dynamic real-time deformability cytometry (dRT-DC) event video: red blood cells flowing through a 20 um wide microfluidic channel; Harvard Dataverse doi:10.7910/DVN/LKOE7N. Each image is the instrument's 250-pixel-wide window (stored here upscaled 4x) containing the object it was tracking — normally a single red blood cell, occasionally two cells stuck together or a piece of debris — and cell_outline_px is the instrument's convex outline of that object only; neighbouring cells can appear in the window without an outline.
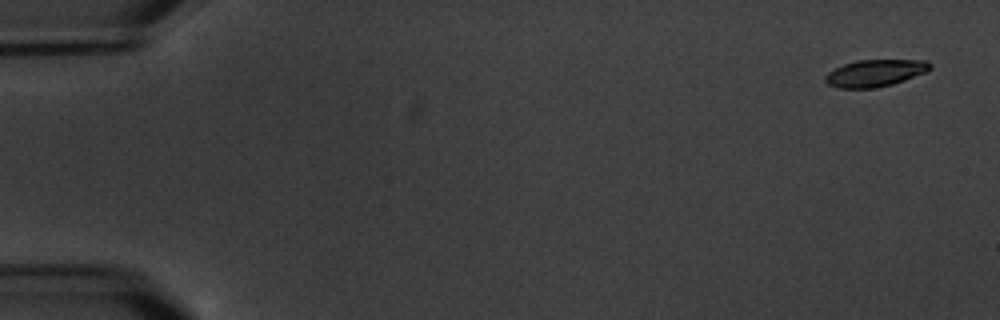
{"species": "common noctule bat (a hibernating species)", "species_latin": "Nyctalus noctula", "temperature_condition": "warm", "stored_images_in_passage": 18, "camera_frame_rate_fps": 3000, "um_per_image_px": 0.085, "animal": {"sex": "male", "body_mass_g": 20.1, "forearm_length_mm": 53.5}, "frame": {"image": 1, "passage_image": 1, "time_ms": 0.0, "image_size_px": [1000, 320], "cell_outline_px": [[932, 68], [928, 72], [892, 84], [872, 88], [840, 88], [828, 84], [824, 80], [824, 76], [828, 72], [844, 64], [856, 60], [928, 60], [932, 64]], "centroid_in_image_um": [74.42, 6.2], "position_along_channel_um": 10.6, "area_um2": 16.53}}
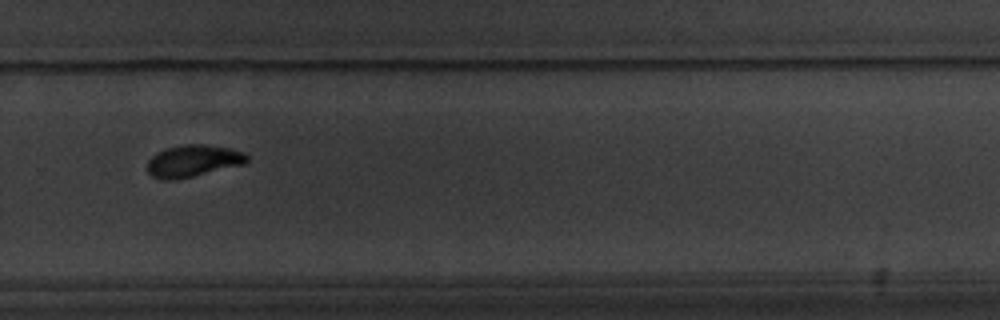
{"frame": {"image": 2, "passage_image": 12, "time_ms": 13.0, "image_size_px": [1000, 320], "cell_outline_px": [[248, 160], [244, 164], [192, 176], [172, 180], [164, 180], [152, 176], [148, 172], [148, 160], [156, 152], [168, 148], [188, 144], [200, 144], [228, 148], [244, 152], [248, 156]], "centroid_in_image_um": [16.4, 13.68], "position_along_channel_um": 313.4, "area_um2": 18.21}}
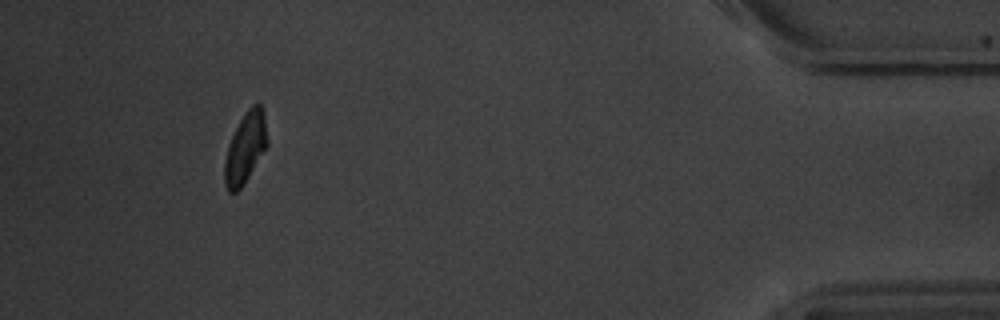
{"frame": {"image": 3, "passage_image": 16, "time_ms": 17.667, "image_size_px": [1000, 320], "cell_outline_px": [[268, 144], [244, 184], [236, 192], [228, 192], [224, 184], [224, 164], [228, 144], [244, 112], [252, 104], [260, 104], [264, 112], [268, 140]], "centroid_in_image_um": [20.85, 12.56], "position_along_channel_um": 414.3, "area_um2": 17.57}, "authors_computed_cell_mechanics": {"area_um2": 18.3515, "velocity_mm_per_s": 3.4176, "shape_relaxation_time_tau1_ms": 2.9471, "shape_relaxation_time_tau2_ms": 2.1002, "deformation_change_tau1": 0.1291, "deformation_change_tau2": 0.0658}}